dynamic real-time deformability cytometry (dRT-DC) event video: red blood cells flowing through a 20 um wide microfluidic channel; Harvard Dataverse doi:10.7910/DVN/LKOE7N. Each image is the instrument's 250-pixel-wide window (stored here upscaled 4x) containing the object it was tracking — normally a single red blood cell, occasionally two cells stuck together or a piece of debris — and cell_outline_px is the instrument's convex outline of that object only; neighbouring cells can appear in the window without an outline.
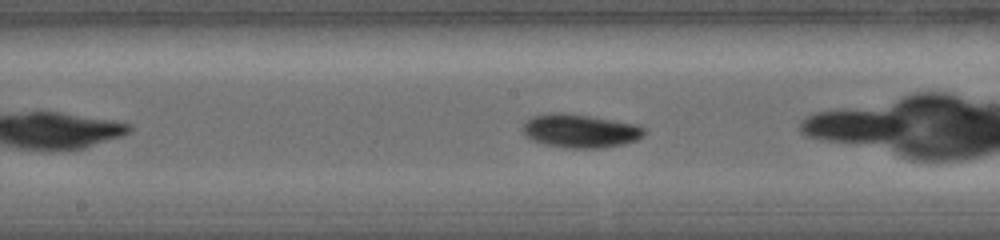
{"species": "common noctule bat (a hibernating species)", "species_latin": "Nyctalus noctula", "temperature_condition": "warm", "stored_images_in_passage": 21, "camera_frame_rate_fps": 5000, "um_per_image_px": 0.085, "animal": {"sex": "female", "body_mass_g": 19.0, "forearm_length_mm": 56.7}, "frame": {"image": 1, "passage_image": 10, "time_ms": 2.4, "image_size_px": [1000, 240], "cell_outline_px": [[644, 132], [640, 136], [632, 140], [620, 144], [552, 144], [536, 140], [528, 136], [524, 128], [524, 124], [528, 120], [536, 116], [580, 116], [628, 124], [640, 128]], "centroid_in_image_um": [49.27, 11.1], "position_along_channel_um": 198.9, "area_um2": 19.59}}
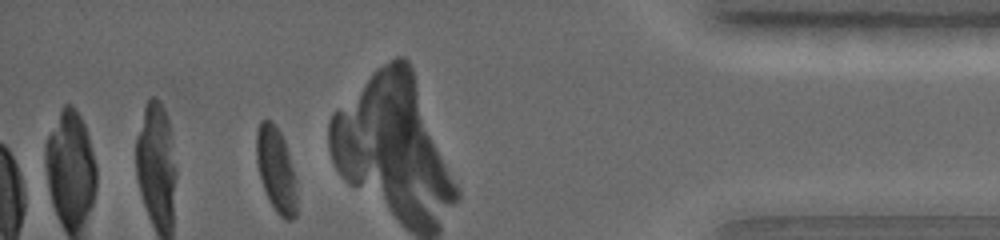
{"frame": {"image": 2, "passage_image": 21, "time_ms": 7.0, "image_size_px": [1000, 240], "cell_outline_px": [[296, 216], [292, 220], [288, 220], [280, 216], [276, 212], [264, 188], [260, 176], [256, 160], [256, 132], [260, 120], [268, 120], [280, 132], [284, 140], [292, 172], [296, 208]], "centroid_in_image_um": [23.42, 14.41], "position_along_channel_um": 411.8, "area_um2": 18.96}}